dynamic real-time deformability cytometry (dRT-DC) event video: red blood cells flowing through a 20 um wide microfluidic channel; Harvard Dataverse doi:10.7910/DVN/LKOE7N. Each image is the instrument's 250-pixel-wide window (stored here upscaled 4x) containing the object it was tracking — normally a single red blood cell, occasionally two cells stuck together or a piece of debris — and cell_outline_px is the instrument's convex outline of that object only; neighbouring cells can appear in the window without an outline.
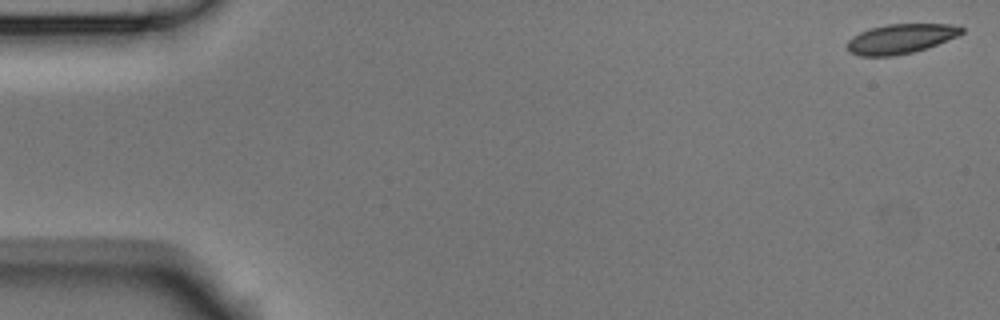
{"species": "Egyptian fruit bat (a non-hibernating species)", "species_latin": "Rousettus aegyptiacus", "temperature_condition": "room temperature", "stored_images_in_passage": 6, "camera_frame_rate_fps": 3000, "um_per_image_px": 0.085, "animal": {"sex": "male"}, "frame": {"image": 1, "passage_image": 1, "time_ms": 0.0, "image_size_px": [1000, 320], "cell_outline_px": [[964, 32], [960, 36], [912, 52], [892, 56], [860, 56], [848, 52], [848, 40], [852, 36], [860, 32], [872, 28], [888, 24], [960, 24], [964, 28]], "centroid_in_image_um": [76.59, 3.28], "position_along_channel_um": 8.4, "area_um2": 19.77}}
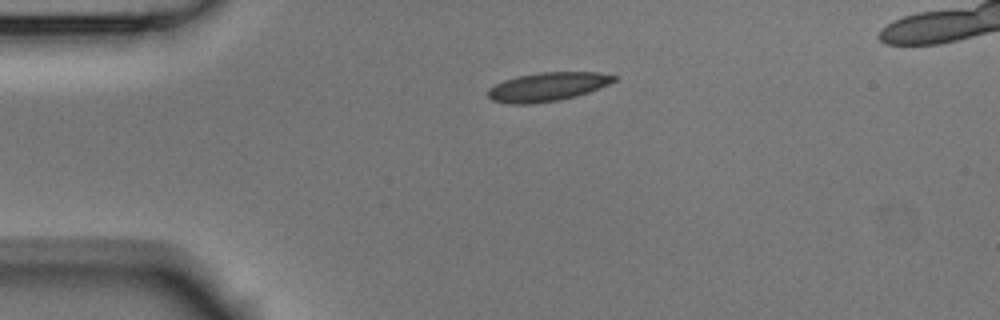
{"frame": {"image": 2, "passage_image": 4, "time_ms": 1.0, "image_size_px": [1000, 320], "cell_outline_px": [[616, 80], [600, 88], [576, 96], [560, 100], [528, 104], [508, 104], [492, 100], [488, 96], [488, 88], [504, 80], [516, 76], [540, 72], [600, 72], [616, 76]], "centroid_in_image_um": [46.53, 7.37], "position_along_channel_um": 38.5, "area_um2": 21.15}}